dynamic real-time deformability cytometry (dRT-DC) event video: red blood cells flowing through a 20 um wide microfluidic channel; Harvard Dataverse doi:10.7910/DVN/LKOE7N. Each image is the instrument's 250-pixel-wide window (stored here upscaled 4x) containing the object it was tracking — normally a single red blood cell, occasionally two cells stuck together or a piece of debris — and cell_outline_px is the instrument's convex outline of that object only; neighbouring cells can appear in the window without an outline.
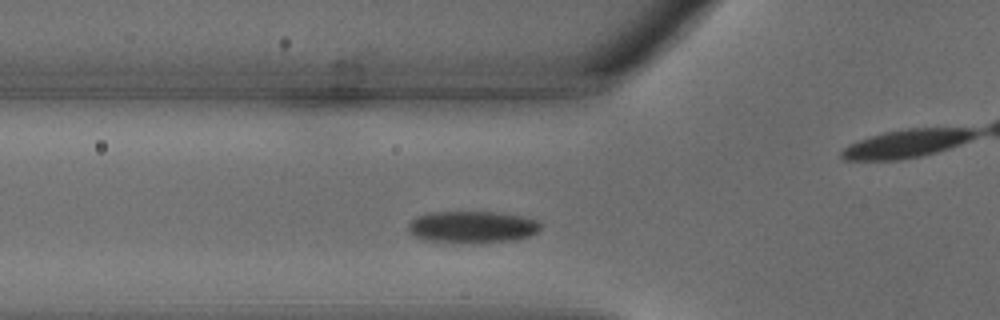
{"species": "common noctule bat (a hibernating species)", "species_latin": "Nyctalus noctula", "temperature_condition": "warm", "stored_images_in_passage": 29, "camera_frame_rate_fps": 3000, "um_per_image_px": 0.085, "animal": {"sex": "male", "body_mass_g": 18.8}, "frame": {"image": 1, "passage_image": 6, "time_ms": 1.667, "image_size_px": [1000, 320], "cell_outline_px": [[544, 224], [532, 236], [516, 240], [480, 244], [424, 240], [416, 236], [408, 228], [408, 224], [416, 216], [432, 212], [500, 212], [524, 216], [540, 220]], "centroid_in_image_um": [40.25, 19.3], "position_along_channel_um": 85.6, "area_um2": 25.14}}
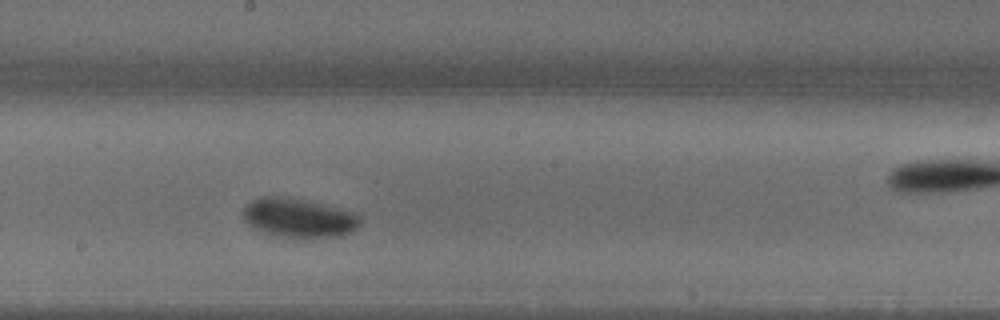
{"frame": {"image": 2, "passage_image": 13, "time_ms": 4.0, "image_size_px": [1000, 320], "cell_outline_px": [[360, 224], [352, 232], [340, 236], [284, 236], [268, 232], [256, 228], [248, 224], [244, 220], [244, 208], [252, 200], [260, 196], [268, 196], [296, 200], [356, 212], [360, 216]], "centroid_in_image_um": [25.41, 18.52], "position_along_channel_um": 222.8, "area_um2": 25.32}}
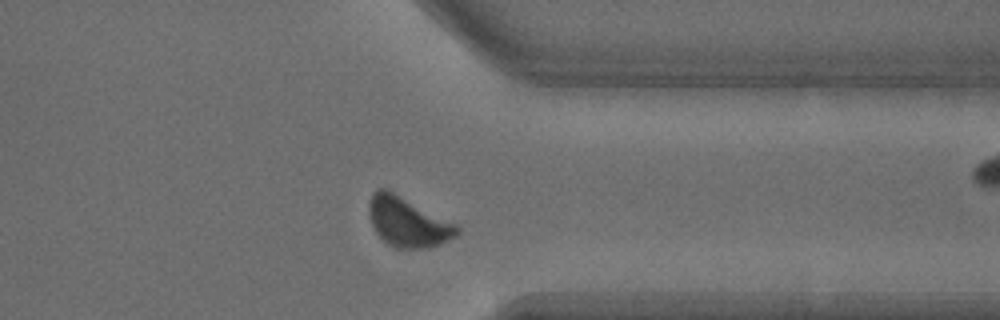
{"frame": {"image": 3, "passage_image": 21, "time_ms": 6.667, "image_size_px": [1000, 320], "cell_outline_px": [[460, 232], [456, 236], [440, 244], [428, 248], [396, 248], [388, 244], [376, 232], [372, 224], [368, 212], [368, 204], [372, 192], [376, 188], [388, 188], [456, 224], [460, 228]], "centroid_in_image_um": [34.64, 18.84], "position_along_channel_um": 376.8, "area_um2": 25.66}}